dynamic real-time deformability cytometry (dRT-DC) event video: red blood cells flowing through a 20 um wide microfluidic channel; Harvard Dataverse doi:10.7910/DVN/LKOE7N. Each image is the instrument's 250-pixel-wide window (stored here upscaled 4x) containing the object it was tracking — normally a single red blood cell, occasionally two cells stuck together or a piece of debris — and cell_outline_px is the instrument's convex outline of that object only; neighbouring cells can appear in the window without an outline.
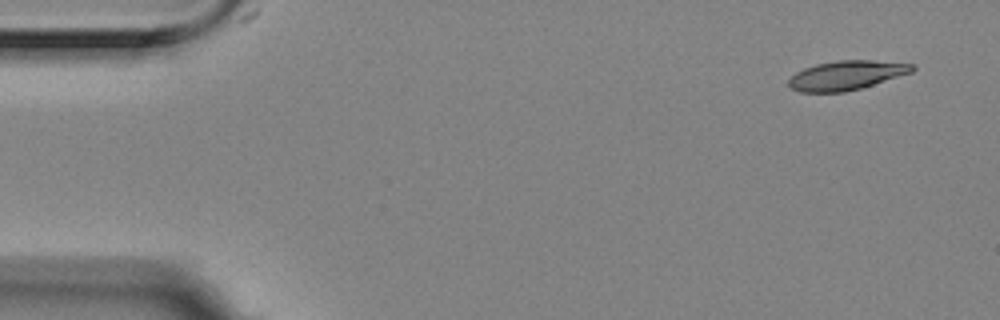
{"species": "Egyptian fruit bat (a non-hibernating species)", "species_latin": "Rousettus aegyptiacus", "temperature_condition": "room temperature", "stored_images_in_passage": 4, "camera_frame_rate_fps": 3000, "um_per_image_px": 0.085, "animal": {"sex": "female"}, "frame": {"image": 1, "passage_image": 1, "time_ms": 0.0, "image_size_px": [1000, 320], "cell_outline_px": [[916, 68], [912, 72], [860, 88], [844, 92], [800, 92], [792, 88], [788, 84], [788, 80], [796, 72], [804, 68], [816, 64], [836, 60], [872, 60], [916, 64]], "centroid_in_image_um": [71.95, 6.39], "position_along_channel_um": 13.1, "area_um2": 20.98}}